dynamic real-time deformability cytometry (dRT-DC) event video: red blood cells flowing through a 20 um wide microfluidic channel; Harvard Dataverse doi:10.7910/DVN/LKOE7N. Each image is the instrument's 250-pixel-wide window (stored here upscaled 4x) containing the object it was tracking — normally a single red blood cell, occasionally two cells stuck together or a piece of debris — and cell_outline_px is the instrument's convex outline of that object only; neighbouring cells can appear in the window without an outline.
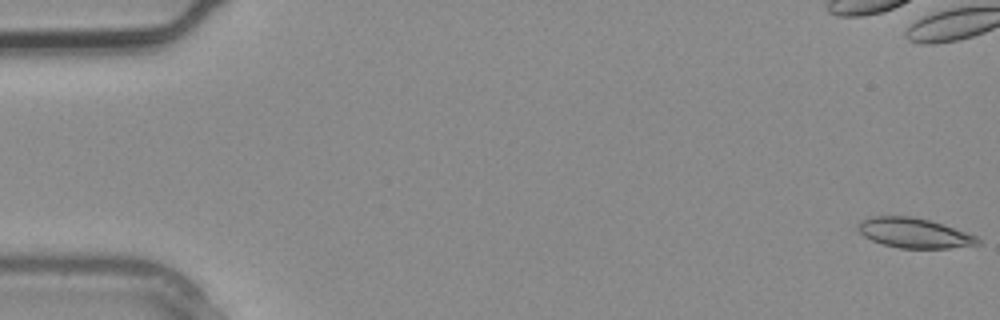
{"species": "common noctule bat (a hibernating species)", "species_latin": "Nyctalus noctula", "temperature_condition": "warm", "stored_images_in_passage": 2, "segment_of_instrument_passage": [2, 2], "camera_frame_rate_fps": 3000, "um_per_image_px": 0.085, "animal": {"sex": "male", "body_mass_g": 20.4}, "frame": {"image": 1, "passage_image": 2, "time_ms": 0.333, "image_size_px": [1000, 320], "cell_outline_px": [[980, 244], [948, 248], [900, 248], [884, 244], [872, 240], [864, 236], [860, 232], [860, 224], [864, 220], [872, 216], [908, 216], [928, 220], [976, 236], [980, 240]], "centroid_in_image_um": [77.71, 19.81], "position_along_channel_um": 7.3, "area_um2": 20.17}}